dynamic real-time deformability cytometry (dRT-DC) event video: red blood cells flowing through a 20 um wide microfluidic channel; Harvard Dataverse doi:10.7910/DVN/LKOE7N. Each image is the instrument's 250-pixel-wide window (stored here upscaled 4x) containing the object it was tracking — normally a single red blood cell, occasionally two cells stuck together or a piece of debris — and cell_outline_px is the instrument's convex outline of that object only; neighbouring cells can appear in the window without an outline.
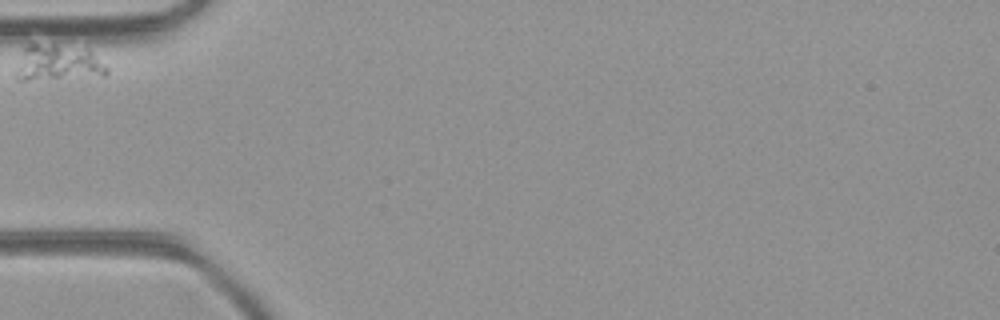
{"species": "common noctule bat (a hibernating species)", "species_latin": "Nyctalus noctula", "temperature_condition": "room temperature", "stored_images_in_passage": 3, "camera_frame_rate_fps": 3000, "um_per_image_px": 0.085, "animal": {"sex": "female", "body_mass_g": 21.9}, "frame": {"image": 1, "passage_image": 1, "time_ms": 0.0, "image_size_px": [1000, 320], "cell_outline_px": [[108, 72], [104, 76], [24, 80], [16, 80], [12, 76], [24, 48], [28, 44], [56, 44], [88, 48], [108, 68]], "centroid_in_image_um": [4.9, 5.34], "position_along_channel_um": 80.1, "area_um2": 19.48}}
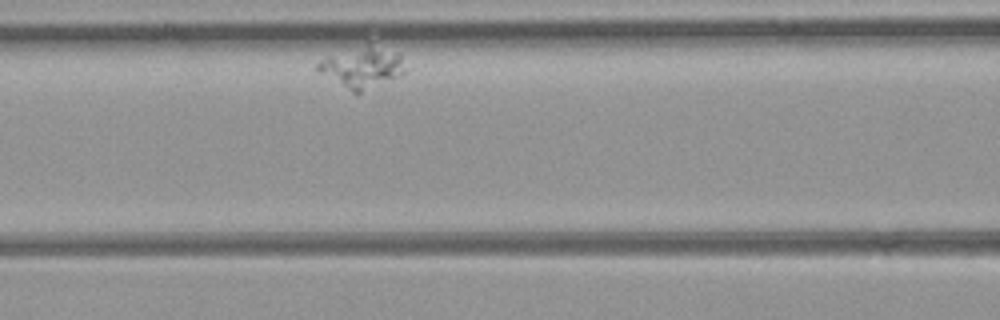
{"frame": {"image": 2, "passage_image": 3, "time_ms": 0.667, "image_size_px": [1000, 320], "cell_outline_px": [[412, 68], [408, 72], [360, 92], [352, 92], [316, 72], [316, 64], [328, 56], [368, 40], [400, 52]], "centroid_in_image_um": [30.88, 5.63], "position_along_channel_um": 135.7, "area_um2": 22.2}}